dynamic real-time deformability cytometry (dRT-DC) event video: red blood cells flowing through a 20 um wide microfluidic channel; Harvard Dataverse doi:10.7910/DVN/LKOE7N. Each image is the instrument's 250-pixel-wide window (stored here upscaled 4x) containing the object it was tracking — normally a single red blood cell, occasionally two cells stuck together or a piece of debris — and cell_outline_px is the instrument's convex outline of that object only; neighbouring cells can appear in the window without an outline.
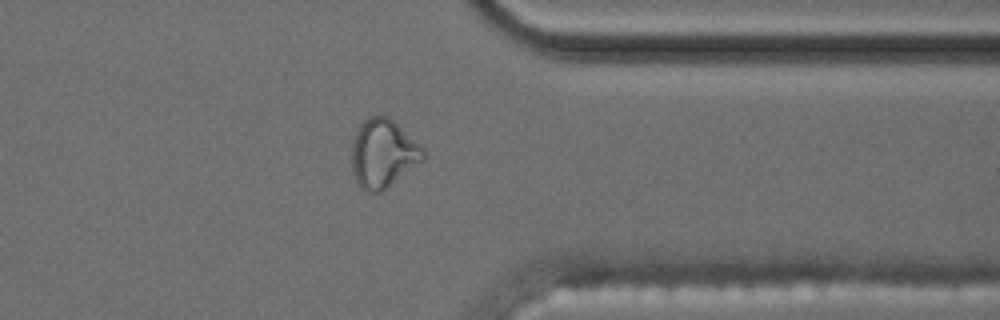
{"species": "common noctule bat (a hibernating species)", "species_latin": "Nyctalus noctula", "temperature_condition": "cold", "stored_images_in_passage": 43, "camera_frame_rate_fps": 3000, "um_per_image_px": 0.085, "animal": {"sex": "male", "body_mass_g": 17.5, "forearm_length_mm": 52.3}, "frame": {"image": 1, "passage_image": 31, "time_ms": 10.0, "image_size_px": [1000, 320], "cell_outline_px": [[424, 160], [380, 192], [372, 192], [360, 188], [356, 184], [352, 172], [352, 136], [356, 128], [368, 116], [388, 116], [420, 144], [424, 148]], "centroid_in_image_um": [32.52, 13.03], "position_along_channel_um": 378.9, "area_um2": 28.61}}
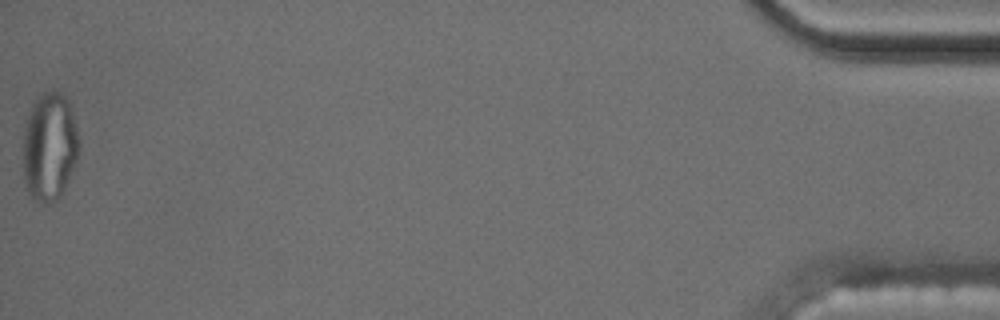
{"frame": {"image": 2, "passage_image": 43, "time_ms": 14.0, "image_size_px": [1000, 320], "cell_outline_px": [[80, 148], [76, 160], [68, 180], [60, 196], [44, 204], [36, 200], [28, 192], [24, 180], [24, 128], [32, 104], [44, 92], [60, 92], [68, 100], [72, 112], [80, 144]], "centroid_in_image_um": [4.21, 12.46], "position_along_channel_um": 431.0, "area_um2": 34.8}, "authors_computed_cell_mechanics": {"area_um2": 20.0566, "velocity_mm_per_s": 3.5469, "shape_relaxation_time_tau1_ms": null, "shape_relaxation_time_tau2_ms": 1.7381, "deformation_change_tau1": null, "deformation_change_tau2": 0.0839}}